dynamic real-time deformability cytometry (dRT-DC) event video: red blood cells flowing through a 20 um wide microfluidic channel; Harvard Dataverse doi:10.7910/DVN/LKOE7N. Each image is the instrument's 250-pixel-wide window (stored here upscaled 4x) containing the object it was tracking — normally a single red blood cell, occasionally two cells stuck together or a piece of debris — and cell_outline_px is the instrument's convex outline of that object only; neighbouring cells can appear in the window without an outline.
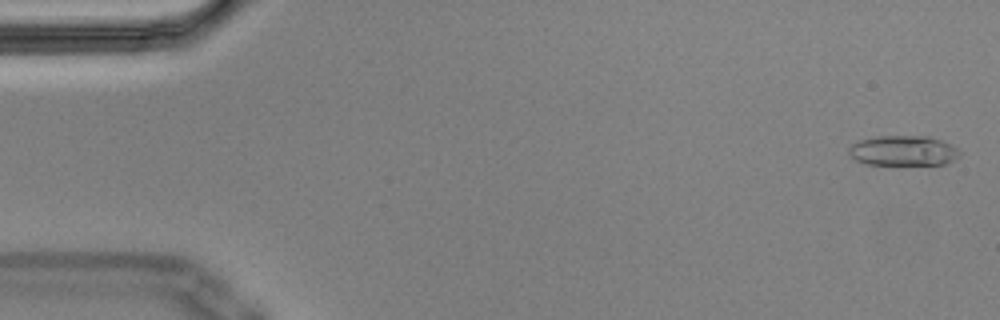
{"species": "Egyptian fruit bat (a non-hibernating species)", "species_latin": "Rousettus aegyptiacus", "temperature_condition": "cold", "stored_images_in_passage": 10, "camera_frame_rate_fps": 3000, "um_per_image_px": 0.085, "animal": {"sex": "male"}, "frame": {"image": 1, "passage_image": 2, "time_ms": 0.333, "image_size_px": [1000, 320], "cell_outline_px": [[960, 156], [944, 164], [868, 164], [856, 160], [848, 152], [848, 148], [852, 144], [860, 140], [880, 136], [928, 136], [952, 144], [960, 152]], "centroid_in_image_um": [76.79, 12.8], "position_along_channel_um": 8.2, "area_um2": 19.25}}